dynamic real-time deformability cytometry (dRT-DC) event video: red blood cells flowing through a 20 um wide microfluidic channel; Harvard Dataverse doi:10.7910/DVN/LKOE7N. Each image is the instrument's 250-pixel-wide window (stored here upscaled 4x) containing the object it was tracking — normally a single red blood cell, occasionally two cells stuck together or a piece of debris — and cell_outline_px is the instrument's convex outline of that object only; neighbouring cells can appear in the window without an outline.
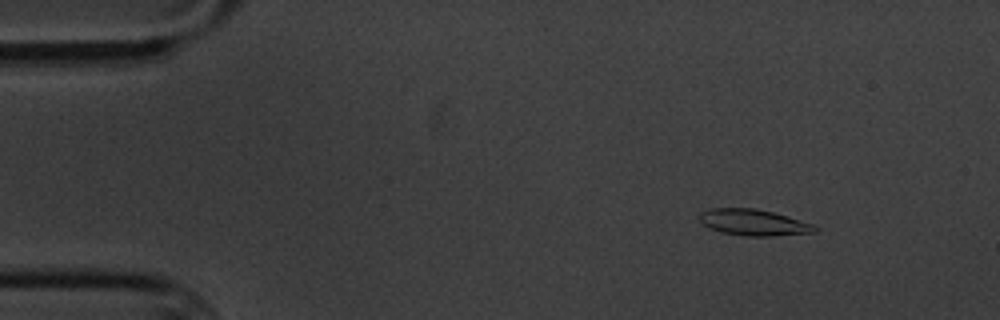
{"species": "common noctule bat (a hibernating species)", "species_latin": "Nyctalus noctula", "temperature_condition": "cold", "stored_images_in_passage": 9, "camera_frame_rate_fps": 3000, "um_per_image_px": 0.085, "animal": {"sex": "male", "body_mass_g": 20.1, "forearm_length_mm": 53.5}, "frame": {"image": 1, "passage_image": 2, "time_ms": 1.0, "image_size_px": [1000, 320], "cell_outline_px": [[820, 228], [816, 232], [772, 236], [748, 236], [720, 232], [708, 228], [700, 220], [700, 212], [712, 208], [752, 208], [772, 212], [812, 224]], "centroid_in_image_um": [64.04, 18.91], "position_along_channel_um": 21.0, "area_um2": 17.46}}
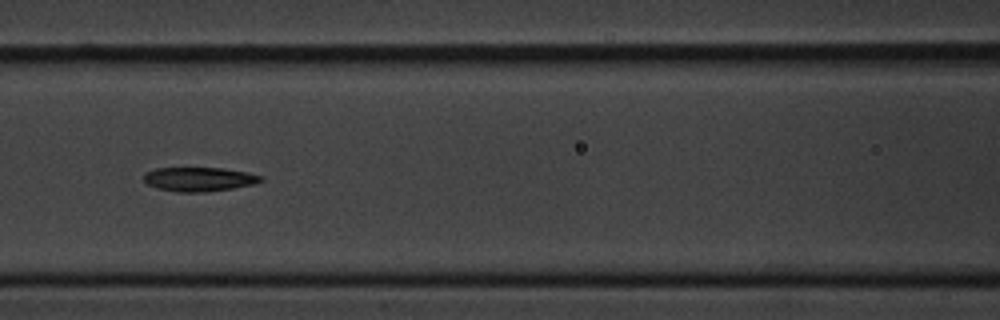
{"frame": {"image": 2, "passage_image": 7, "time_ms": 7.0, "image_size_px": [1000, 320], "cell_outline_px": [[264, 180], [256, 184], [232, 188], [204, 192], [176, 192], [156, 188], [148, 184], [144, 180], [144, 172], [156, 168], [224, 168], [248, 172], [264, 176]], "centroid_in_image_um": [16.95, 15.23], "position_along_channel_um": 149.6, "area_um2": 16.65}}
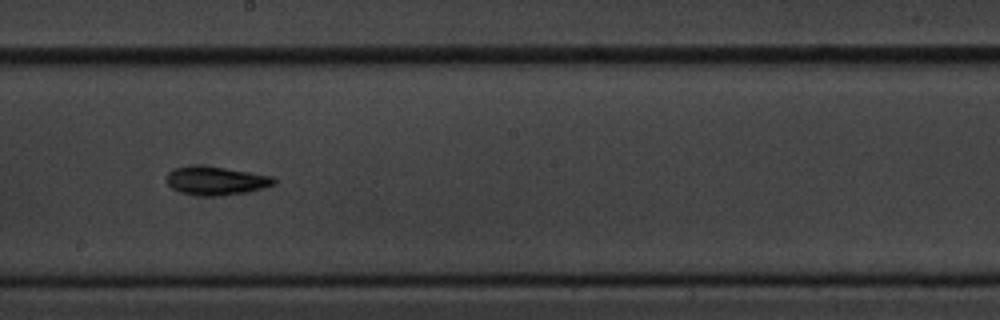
{"frame": {"image": 3, "passage_image": 9, "time_ms": 9.333, "image_size_px": [1000, 320], "cell_outline_px": [[276, 184], [264, 188], [248, 192], [220, 196], [204, 196], [180, 192], [172, 188], [164, 180], [168, 172], [172, 168], [224, 168], [272, 176], [276, 180]], "centroid_in_image_um": [18.39, 15.41], "position_along_channel_um": 229.8, "area_um2": 17.34}}